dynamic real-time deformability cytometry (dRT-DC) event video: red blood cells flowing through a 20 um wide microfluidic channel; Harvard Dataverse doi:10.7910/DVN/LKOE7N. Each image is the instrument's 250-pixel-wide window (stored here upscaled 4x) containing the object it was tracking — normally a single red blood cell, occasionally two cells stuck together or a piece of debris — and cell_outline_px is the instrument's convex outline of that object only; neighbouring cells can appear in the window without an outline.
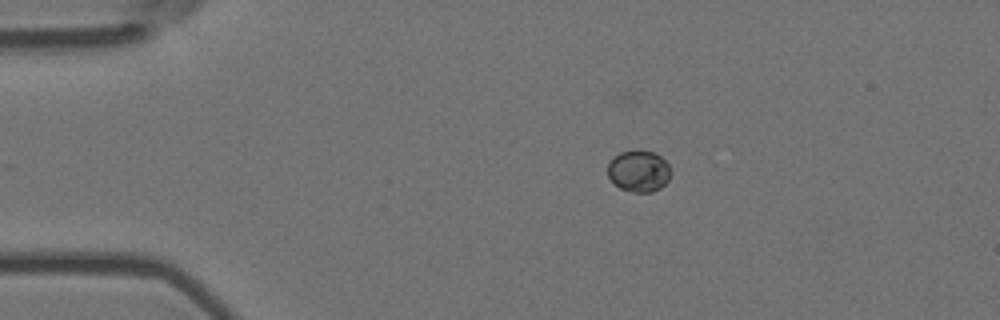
{"species": "Egyptian fruit bat (a non-hibernating species)", "species_latin": "Rousettus aegyptiacus", "temperature_condition": "room temperature", "stored_images_in_passage": 13, "camera_frame_rate_fps": 3000, "um_per_image_px": 0.085, "animal": {"sex": "female"}, "frame": {"image": 1, "passage_image": 1, "time_ms": 0.0, "image_size_px": [1000, 320], "cell_outline_px": [[668, 180], [660, 188], [652, 192], [632, 192], [620, 188], [608, 176], [608, 164], [612, 156], [620, 152], [636, 148], [652, 152], [660, 156], [668, 164]], "centroid_in_image_um": [54.25, 14.51], "position_along_channel_um": 30.8, "area_um2": 15.26}}
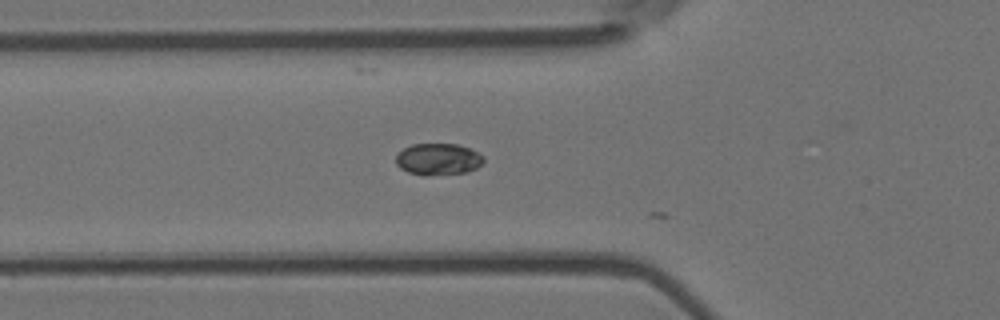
{"frame": {"image": 2, "passage_image": 10, "time_ms": 3.0, "image_size_px": [1000, 320], "cell_outline_px": [[484, 160], [476, 168], [468, 172], [424, 176], [408, 172], [400, 168], [396, 164], [396, 156], [404, 148], [412, 144], [456, 144], [468, 148], [484, 156]], "centroid_in_image_um": [37.23, 13.54], "position_along_channel_um": 88.6, "area_um2": 16.13}}